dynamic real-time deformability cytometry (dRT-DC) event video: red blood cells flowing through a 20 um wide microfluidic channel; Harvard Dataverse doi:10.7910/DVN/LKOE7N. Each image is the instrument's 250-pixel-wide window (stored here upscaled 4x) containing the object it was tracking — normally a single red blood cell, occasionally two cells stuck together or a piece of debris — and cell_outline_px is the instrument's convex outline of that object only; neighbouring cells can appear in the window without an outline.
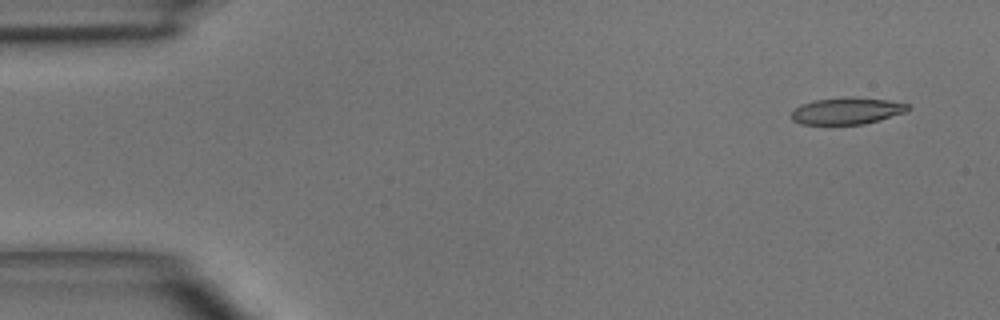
{"species": "common noctule bat (a hibernating species)", "species_latin": "Nyctalus noctula", "temperature_condition": "room temperature", "stored_images_in_passage": 4, "segment_of_instrument_passage": [1, 2], "camera_frame_rate_fps": 3000, "um_per_image_px": 0.085, "animal": {"sex": "male", "body_mass_g": 15.6}, "frame": {"image": 1, "passage_image": 1, "time_ms": 0.0, "image_size_px": [1000, 320], "cell_outline_px": [[912, 108], [908, 112], [880, 120], [864, 124], [800, 124], [792, 120], [792, 112], [800, 104], [816, 100], [888, 100], [908, 104]], "centroid_in_image_um": [72.02, 9.48], "position_along_channel_um": 13.0, "area_um2": 17.28}}